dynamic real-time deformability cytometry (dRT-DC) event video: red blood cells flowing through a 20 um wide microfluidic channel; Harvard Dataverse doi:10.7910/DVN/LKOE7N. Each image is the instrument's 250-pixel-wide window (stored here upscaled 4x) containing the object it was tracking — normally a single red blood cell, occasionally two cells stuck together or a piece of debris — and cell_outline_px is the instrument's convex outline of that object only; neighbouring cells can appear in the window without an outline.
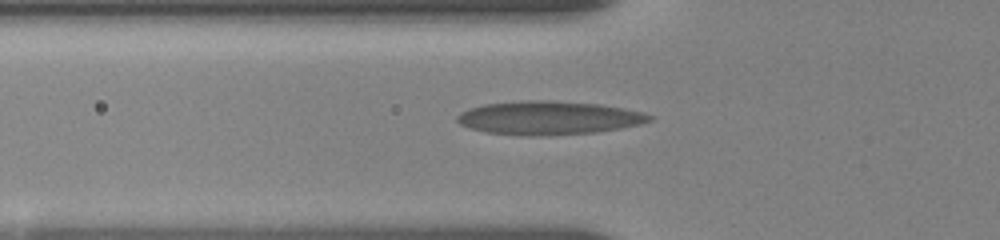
{"species": "human", "species_latin": "Homo sapiens", "temperature_condition": "room temperature", "stored_images_in_passage": 31, "camera_frame_rate_fps": 3000, "um_per_image_px": 0.085, "donor": {"sex": "female"}, "frame": {"image": 1, "passage_image": 2, "time_ms": 0.667, "image_size_px": [1000, 240], "cell_outline_px": [[652, 120], [640, 124], [620, 128], [596, 132], [548, 136], [520, 136], [484, 132], [468, 128], [460, 124], [456, 120], [456, 116], [460, 112], [468, 108], [484, 104], [528, 100], [552, 100], [600, 104], [644, 112], [652, 116]], "centroid_in_image_um": [46.6, 10.03], "position_along_channel_um": 79.2, "area_um2": 38.03}}
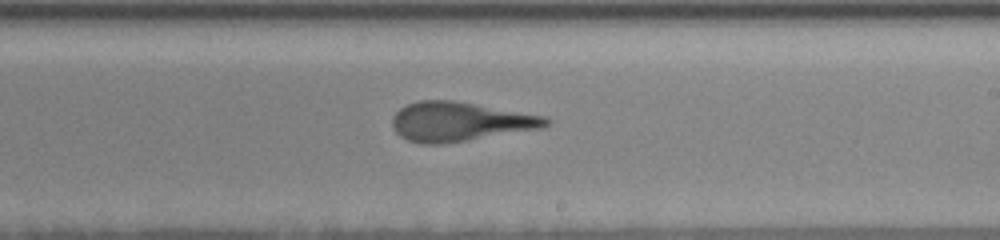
{"frame": {"image": 2, "passage_image": 14, "time_ms": 5.333, "image_size_px": [1000, 240], "cell_outline_px": [[552, 120], [548, 124], [540, 128], [440, 144], [424, 144], [408, 140], [400, 136], [392, 128], [392, 116], [400, 108], [408, 104], [420, 100], [452, 100], [544, 116]], "centroid_in_image_um": [39.02, 10.33], "position_along_channel_um": 250.0, "area_um2": 34.56}}
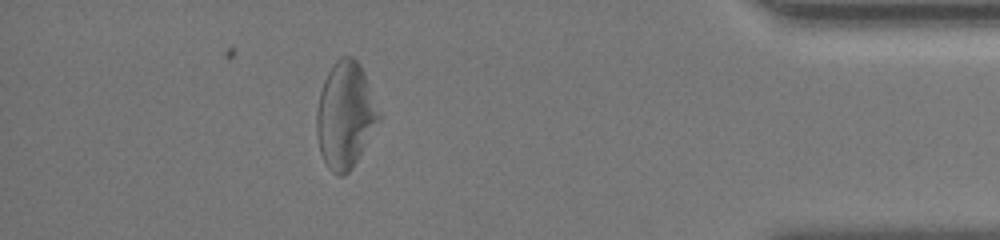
{"frame": {"image": 3, "passage_image": 27, "time_ms": 10.667, "image_size_px": [1000, 240], "cell_outline_px": [[380, 120], [352, 168], [344, 176], [336, 176], [328, 168], [320, 152], [316, 132], [316, 108], [320, 92], [324, 80], [332, 64], [336, 60], [344, 56], [352, 56], [360, 64], [364, 72], [380, 112]], "centroid_in_image_um": [29.33, 9.79], "position_along_channel_um": 405.9, "area_um2": 38.55}, "authors_computed_cell_mechanics": {"area_um2": 34.8534, "velocity_mm_per_s": 3.6389, "shape_relaxation_time_tau1_ms": 5.3975, "shape_relaxation_time_tau2_ms": 1.5549, "deformation_change_tau1": 0.1864, "deformation_change_tau2": 0.1284}}